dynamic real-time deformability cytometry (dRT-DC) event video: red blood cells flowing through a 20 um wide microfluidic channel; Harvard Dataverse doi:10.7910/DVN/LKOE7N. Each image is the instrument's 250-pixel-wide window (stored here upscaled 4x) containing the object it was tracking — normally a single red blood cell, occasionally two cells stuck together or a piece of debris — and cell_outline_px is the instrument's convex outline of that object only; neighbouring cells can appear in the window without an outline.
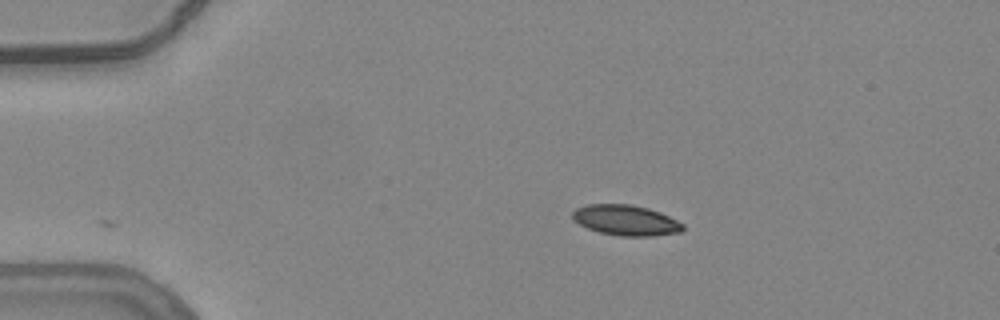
{"species": "common noctule bat (a hibernating species)", "species_latin": "Nyctalus noctula", "temperature_condition": "warm", "stored_images_in_passage": 45, "camera_frame_rate_fps": 3000, "um_per_image_px": 0.085, "animal": {"sex": "female", "body_mass_g": 24.6, "forearm_length_mm": 56.2}, "frame": {"image": 1, "passage_image": 1, "time_ms": 0.0, "image_size_px": [1000, 320], "cell_outline_px": [[684, 228], [680, 232], [652, 236], [620, 236], [600, 232], [588, 228], [572, 220], [572, 212], [576, 208], [588, 204], [632, 204], [648, 208], [660, 212], [684, 224]], "centroid_in_image_um": [53.18, 18.71], "position_along_channel_um": 31.8, "area_um2": 19.59}}
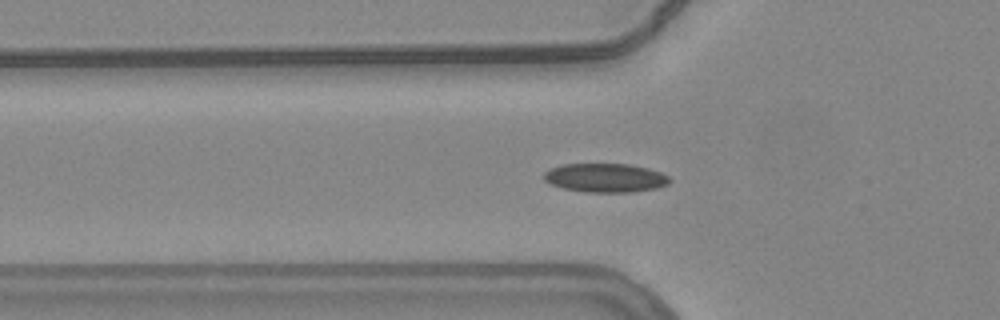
{"frame": {"image": 2, "passage_image": 9, "time_ms": 2.667, "image_size_px": [1000, 320], "cell_outline_px": [[672, 180], [668, 184], [656, 188], [632, 192], [588, 192], [564, 188], [552, 184], [544, 180], [544, 172], [560, 164], [628, 164], [648, 168], [660, 172], [668, 176]], "centroid_in_image_um": [51.47, 15.11], "position_along_channel_um": 74.3, "area_um2": 21.04}}
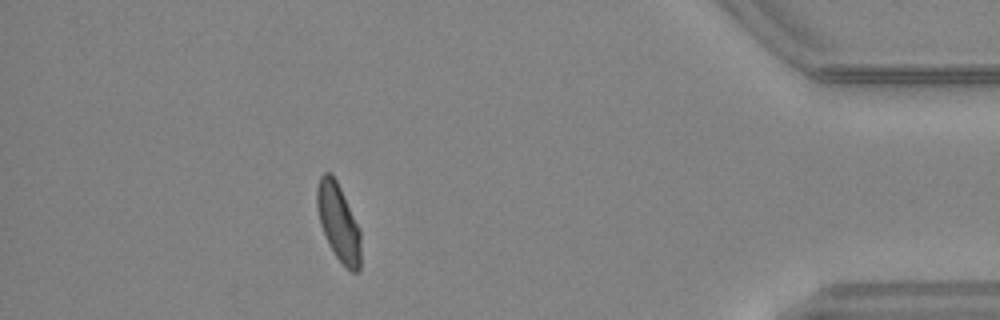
{"frame": {"image": 3, "passage_image": 39, "time_ms": 12.667, "image_size_px": [1000, 320], "cell_outline_px": [[360, 272], [352, 272], [336, 256], [320, 224], [316, 208], [316, 188], [320, 176], [324, 172], [332, 172], [360, 228]], "centroid_in_image_um": [28.76, 18.85], "position_along_channel_um": 406.4, "area_um2": 19.54}, "authors_computed_cell_mechanics": {"area_um2": 19.9988, "velocity_mm_per_s": 3.7893, "shape_relaxation_time_tau1_ms": 7.0647, "shape_relaxation_time_tau2_ms": 1.0796, "deformation_change_tau1": 0.1703, "deformation_change_tau2": 0.0691}}